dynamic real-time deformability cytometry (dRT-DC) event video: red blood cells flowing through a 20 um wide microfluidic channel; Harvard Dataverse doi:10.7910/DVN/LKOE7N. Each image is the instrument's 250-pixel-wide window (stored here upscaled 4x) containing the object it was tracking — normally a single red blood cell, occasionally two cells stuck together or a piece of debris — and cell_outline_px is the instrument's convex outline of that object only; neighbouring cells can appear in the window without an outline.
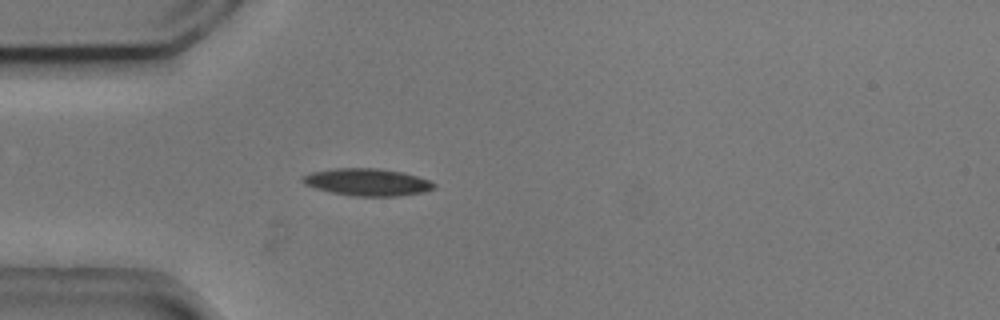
{"species": "common noctule bat (a hibernating species)", "species_latin": "Nyctalus noctula", "temperature_condition": "cold", "stored_images_in_passage": 29, "camera_frame_rate_fps": 3000, "um_per_image_px": 0.085, "animal": {"sex": "male", "body_mass_g": 20.5, "forearm_length_mm": 52.5}, "frame": {"image": 1, "passage_image": 1, "time_ms": 0.0, "image_size_px": [1000, 320], "cell_outline_px": [[436, 188], [424, 192], [400, 196], [352, 196], [332, 192], [316, 188], [304, 184], [300, 180], [304, 176], [312, 172], [336, 168], [376, 168], [404, 172], [428, 180], [436, 184]], "centroid_in_image_um": [31.25, 15.48], "position_along_channel_um": 53.8, "area_um2": 20.81}}
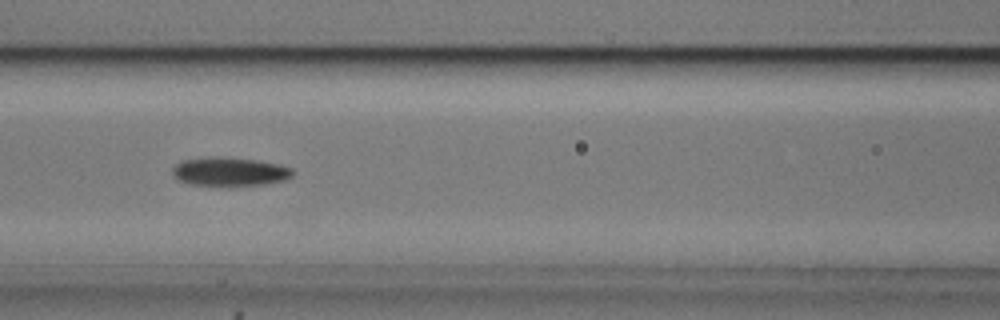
{"frame": {"image": 2, "passage_image": 9, "time_ms": 2.667, "image_size_px": [1000, 320], "cell_outline_px": [[292, 176], [284, 180], [264, 184], [228, 188], [188, 184], [172, 176], [172, 168], [176, 164], [184, 160], [208, 156], [224, 156], [256, 160], [280, 164], [292, 168]], "centroid_in_image_um": [19.49, 14.61], "position_along_channel_um": 147.1, "area_um2": 20.92}}